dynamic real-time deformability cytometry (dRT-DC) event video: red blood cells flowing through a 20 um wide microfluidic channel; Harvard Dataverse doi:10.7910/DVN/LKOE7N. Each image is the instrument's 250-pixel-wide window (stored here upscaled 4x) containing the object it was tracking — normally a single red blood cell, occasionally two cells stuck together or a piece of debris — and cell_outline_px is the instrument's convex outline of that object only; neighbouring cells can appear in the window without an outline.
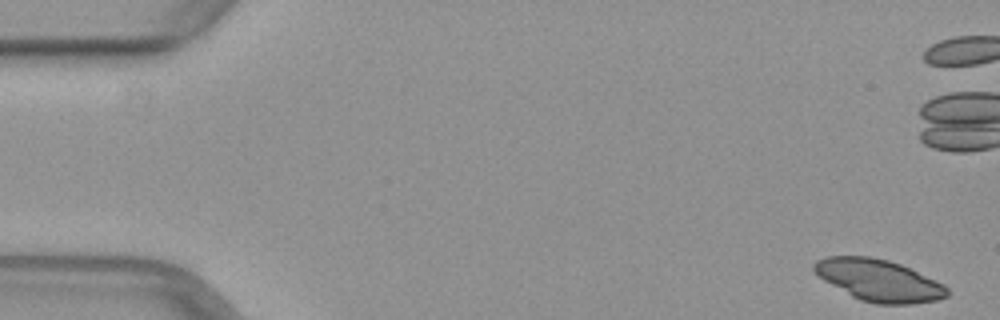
{"species": "common noctule bat (a hibernating species)", "species_latin": "Nyctalus noctula", "temperature_condition": "warm", "stored_images_in_passage": 50, "camera_frame_rate_fps": 3000, "um_per_image_px": 0.085, "animal": {"sex": "female", "body_mass_g": 29.2, "forearm_length_mm": 56.3}, "frame": {"image": 1, "passage_image": 1, "time_ms": 0.0, "image_size_px": [1000, 320], "cell_outline_px": [[948, 296], [936, 300], [912, 304], [876, 304], [860, 300], [852, 296], [824, 280], [812, 272], [812, 264], [816, 260], [824, 256], [872, 256], [888, 260], [900, 264], [936, 280], [944, 284], [948, 288]], "centroid_in_image_um": [74.67, 23.81], "position_along_channel_um": 10.3, "area_um2": 32.48}}